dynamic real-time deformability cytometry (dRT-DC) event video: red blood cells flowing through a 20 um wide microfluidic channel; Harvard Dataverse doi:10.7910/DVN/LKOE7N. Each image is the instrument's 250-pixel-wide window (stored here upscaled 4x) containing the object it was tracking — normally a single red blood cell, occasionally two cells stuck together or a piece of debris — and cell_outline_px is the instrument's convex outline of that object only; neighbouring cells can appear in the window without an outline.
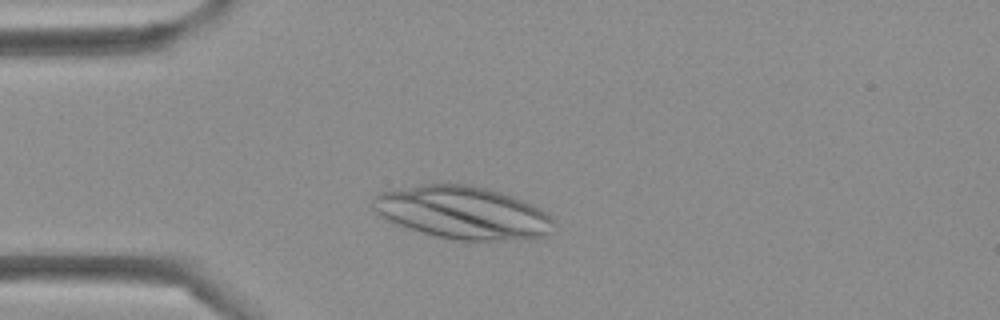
{"species": "Egyptian fruit bat (a non-hibernating species)", "species_latin": "Rousettus aegyptiacus", "temperature_condition": "cold", "stored_images_in_passage": 39, "camera_frame_rate_fps": 3000, "um_per_image_px": 0.085, "frame": {"image": 1, "passage_image": 6, "time_ms": 1.667, "image_size_px": [1000, 320], "cell_outline_px": [[556, 224], [552, 232], [544, 236], [532, 240], [456, 240], [436, 236], [420, 232], [384, 220], [368, 204], [368, 200], [372, 196], [380, 192], [440, 180], [468, 184], [488, 188], [512, 196], [552, 216], [556, 220]], "centroid_in_image_um": [39.27, 18.05], "position_along_channel_um": 45.7, "area_um2": 56.88}}
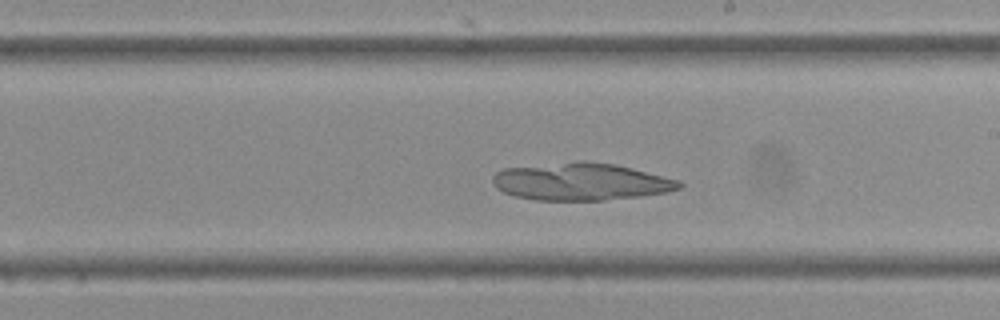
{"frame": {"image": 2, "passage_image": 20, "time_ms": 6.333, "image_size_px": [1000, 320], "cell_outline_px": [[684, 184], [680, 188], [668, 192], [640, 196], [604, 200], [536, 200], [516, 196], [504, 192], [496, 188], [492, 184], [492, 176], [496, 172], [504, 168], [576, 160], [584, 160], [616, 164], [680, 180]], "centroid_in_image_um": [49.37, 15.43], "position_along_channel_um": 239.6, "area_um2": 40.98}}
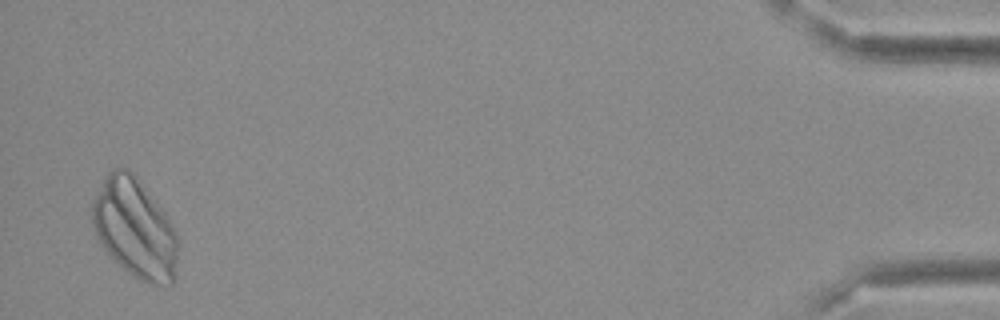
{"frame": {"image": 3, "passage_image": 38, "time_ms": 12.333, "image_size_px": [1000, 320], "cell_outline_px": [[176, 276], [172, 284], [156, 288], [140, 280], [120, 268], [96, 240], [92, 228], [92, 204], [104, 176], [112, 168], [128, 168], [136, 176], [164, 212], [176, 236]], "centroid_in_image_um": [11.41, 19.46], "position_along_channel_um": 423.8, "area_um2": 49.94}}